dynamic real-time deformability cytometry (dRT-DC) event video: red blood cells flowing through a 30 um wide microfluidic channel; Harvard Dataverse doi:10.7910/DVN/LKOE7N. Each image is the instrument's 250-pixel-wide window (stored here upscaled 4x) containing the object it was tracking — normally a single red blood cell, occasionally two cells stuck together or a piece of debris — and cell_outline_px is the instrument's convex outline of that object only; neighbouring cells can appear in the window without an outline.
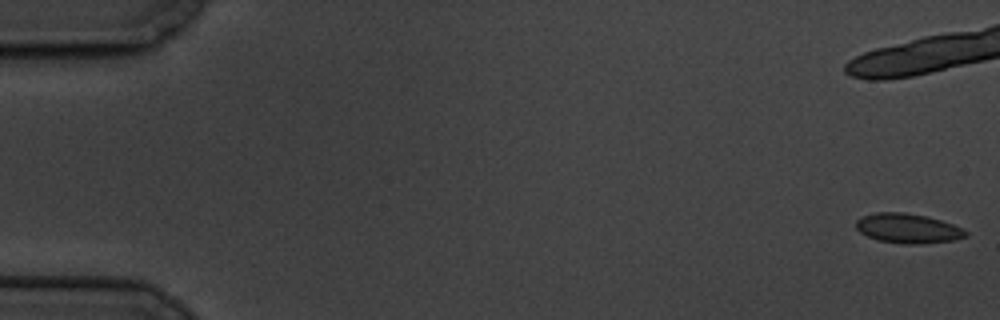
{"species": "common noctule bat (a hibernating species)", "species_latin": "Nyctalus noctula", "temperature_condition": "cold", "stored_images_in_passage": 14, "camera_frame_rate_fps": 3000, "um_per_image_px": 0.085, "animal": {"sex": "male", "body_mass_g": 19.5, "forearm_length_mm": 54.6}, "frame": {"image": 1, "passage_image": 1, "time_ms": 0.0, "image_size_px": [1000, 320], "cell_outline_px": [[968, 236], [952, 240], [920, 244], [904, 244], [880, 240], [868, 236], [860, 232], [856, 228], [856, 220], [864, 216], [876, 212], [904, 212], [924, 216], [940, 220], [952, 224], [968, 232]], "centroid_in_image_um": [77.16, 19.41], "position_along_channel_um": 7.8, "area_um2": 18.67}}
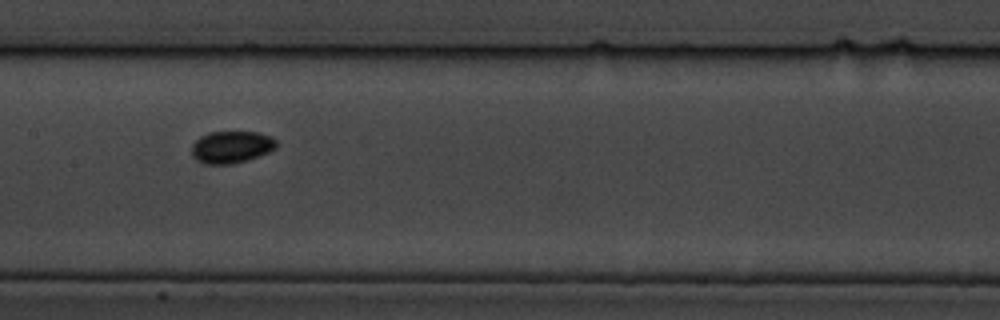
{"frame": {"image": 2, "passage_image": 10, "time_ms": 11.333, "image_size_px": [1000, 320], "cell_outline_px": [[276, 148], [268, 152], [248, 160], [232, 164], [204, 164], [196, 160], [192, 156], [192, 144], [200, 136], [208, 132], [256, 132], [272, 136], [276, 140]], "centroid_in_image_um": [19.65, 12.5], "position_along_channel_um": 187.7, "area_um2": 15.95}}
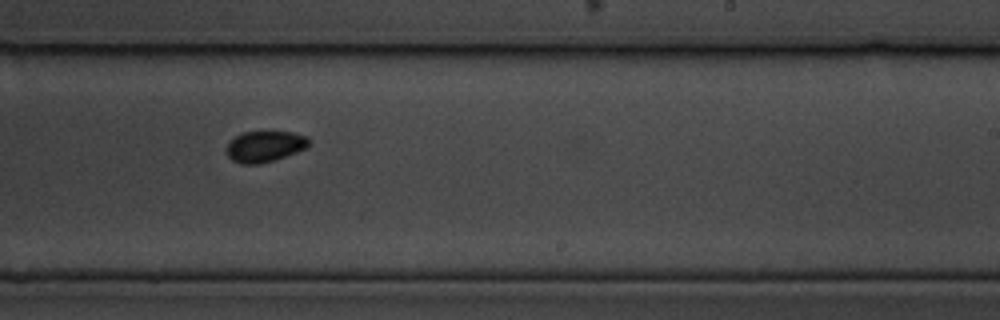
{"frame": {"image": 3, "passage_image": 12, "time_ms": 13.667, "image_size_px": [1000, 320], "cell_outline_px": [[312, 140], [308, 148], [276, 160], [260, 164], [240, 164], [232, 160], [228, 156], [224, 148], [236, 136], [244, 132], [292, 132], [308, 136]], "centroid_in_image_um": [22.55, 12.46], "position_along_channel_um": 266.4, "area_um2": 15.2}}